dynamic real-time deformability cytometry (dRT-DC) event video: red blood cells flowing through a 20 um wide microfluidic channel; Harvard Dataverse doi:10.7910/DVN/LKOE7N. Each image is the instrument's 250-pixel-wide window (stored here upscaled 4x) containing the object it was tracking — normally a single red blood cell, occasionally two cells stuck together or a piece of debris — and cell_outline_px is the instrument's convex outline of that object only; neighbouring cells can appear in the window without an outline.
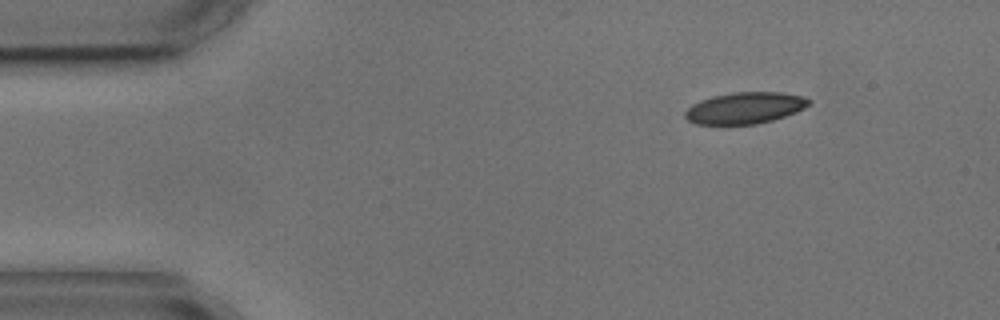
{"species": "common noctule bat (a hibernating species)", "species_latin": "Nyctalus noctula", "temperature_condition": "cold", "stored_images_in_passage": 3, "camera_frame_rate_fps": 3000, "um_per_image_px": 0.085, "animal": {"sex": "male", "body_mass_g": 17.9, "forearm_length_mm": 54.2}, "frame": {"image": 1, "passage_image": 1, "time_ms": 0.0, "image_size_px": [1000, 320], "cell_outline_px": [[812, 100], [804, 108], [796, 112], [772, 120], [756, 124], [696, 124], [688, 120], [684, 116], [684, 112], [692, 104], [700, 100], [712, 96], [732, 92], [784, 92], [804, 96]], "centroid_in_image_um": [63.32, 9.16], "position_along_channel_um": 21.7, "area_um2": 22.77}}